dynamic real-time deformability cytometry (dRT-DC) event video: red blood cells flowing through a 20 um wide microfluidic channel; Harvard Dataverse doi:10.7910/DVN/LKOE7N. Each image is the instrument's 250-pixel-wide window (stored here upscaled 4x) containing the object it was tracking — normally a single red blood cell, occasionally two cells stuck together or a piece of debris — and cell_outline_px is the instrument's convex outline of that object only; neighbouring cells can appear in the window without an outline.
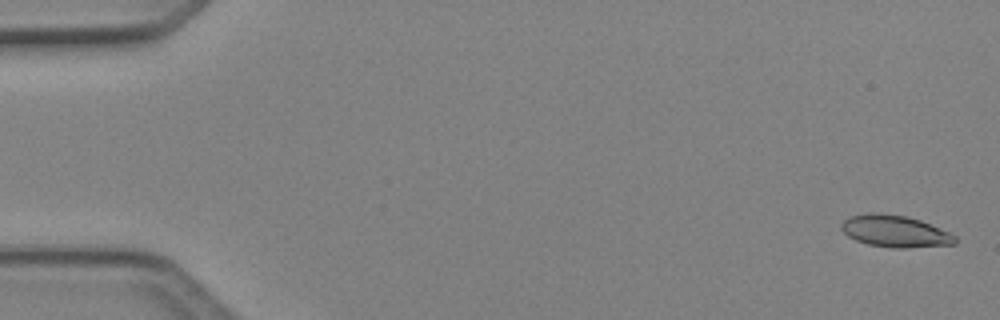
{"species": "Egyptian fruit bat (a non-hibernating species)", "species_latin": "Rousettus aegyptiacus", "temperature_condition": "cold", "stored_images_in_passage": 7, "camera_frame_rate_fps": 3000, "um_per_image_px": 0.085, "animal": {"sex": "female"}, "frame": {"image": 1, "passage_image": 1, "time_ms": 0.0, "image_size_px": [1000, 320], "cell_outline_px": [[956, 244], [904, 248], [892, 248], [868, 244], [856, 240], [848, 236], [840, 228], [840, 224], [844, 220], [852, 216], [868, 212], [876, 212], [904, 216], [920, 220], [948, 232], [956, 236]], "centroid_in_image_um": [76.05, 19.66], "position_along_channel_um": 9.0, "area_um2": 20.98}}
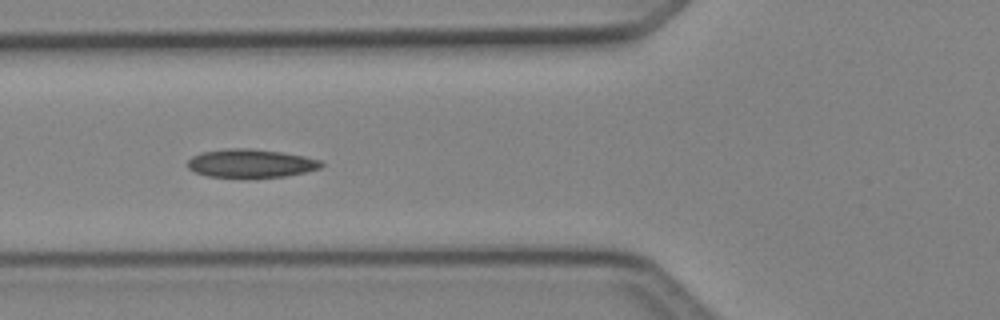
{"frame": {"image": 2, "passage_image": 6, "time_ms": 1.667, "image_size_px": [1000, 320], "cell_outline_px": [[324, 164], [320, 168], [304, 172], [284, 176], [248, 180], [208, 176], [196, 172], [188, 168], [188, 160], [192, 156], [200, 152], [224, 148], [248, 148], [280, 152], [304, 156], [320, 160]], "centroid_in_image_um": [21.28, 13.91], "position_along_channel_um": 104.5, "area_um2": 22.77}}
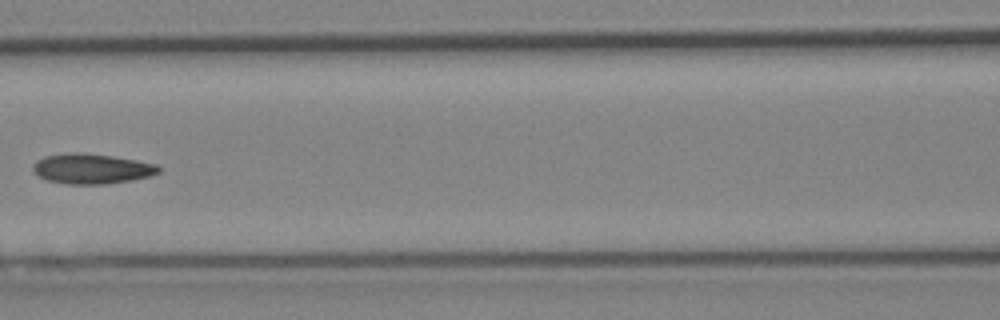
{"frame": {"image": 3, "passage_image": 7, "time_ms": 2.0, "image_size_px": [1000, 320], "cell_outline_px": [[160, 172], [152, 176], [132, 180], [108, 184], [64, 184], [48, 180], [32, 172], [32, 164], [36, 160], [44, 156], [76, 152], [80, 152], [112, 156], [136, 160], [156, 164], [160, 168]], "centroid_in_image_um": [7.79, 14.35], "position_along_channel_um": 158.8, "area_um2": 22.2}}